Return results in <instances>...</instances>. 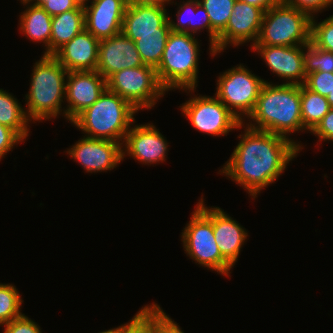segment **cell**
<instances>
[{
  "label": "cell",
  "mask_w": 333,
  "mask_h": 333,
  "mask_svg": "<svg viewBox=\"0 0 333 333\" xmlns=\"http://www.w3.org/2000/svg\"><path fill=\"white\" fill-rule=\"evenodd\" d=\"M246 127V128H245ZM231 157L219 170L255 199L283 174L304 147L292 138L245 126Z\"/></svg>",
  "instance_id": "cell-1"
},
{
  "label": "cell",
  "mask_w": 333,
  "mask_h": 333,
  "mask_svg": "<svg viewBox=\"0 0 333 333\" xmlns=\"http://www.w3.org/2000/svg\"><path fill=\"white\" fill-rule=\"evenodd\" d=\"M154 333H184L178 323L174 322L158 305L155 304V332Z\"/></svg>",
  "instance_id": "cell-36"
},
{
  "label": "cell",
  "mask_w": 333,
  "mask_h": 333,
  "mask_svg": "<svg viewBox=\"0 0 333 333\" xmlns=\"http://www.w3.org/2000/svg\"><path fill=\"white\" fill-rule=\"evenodd\" d=\"M3 326V333H42L40 326L24 313Z\"/></svg>",
  "instance_id": "cell-34"
},
{
  "label": "cell",
  "mask_w": 333,
  "mask_h": 333,
  "mask_svg": "<svg viewBox=\"0 0 333 333\" xmlns=\"http://www.w3.org/2000/svg\"><path fill=\"white\" fill-rule=\"evenodd\" d=\"M136 110L128 101L108 88L90 107L81 112L71 123L89 138L106 139L122 145ZM87 134V135H86Z\"/></svg>",
  "instance_id": "cell-4"
},
{
  "label": "cell",
  "mask_w": 333,
  "mask_h": 333,
  "mask_svg": "<svg viewBox=\"0 0 333 333\" xmlns=\"http://www.w3.org/2000/svg\"><path fill=\"white\" fill-rule=\"evenodd\" d=\"M107 88L128 101L136 110H150L167 92L156 68L148 65L126 68L107 80Z\"/></svg>",
  "instance_id": "cell-9"
},
{
  "label": "cell",
  "mask_w": 333,
  "mask_h": 333,
  "mask_svg": "<svg viewBox=\"0 0 333 333\" xmlns=\"http://www.w3.org/2000/svg\"><path fill=\"white\" fill-rule=\"evenodd\" d=\"M66 153L87 173L107 172L123 160L122 144L106 139L83 136Z\"/></svg>",
  "instance_id": "cell-12"
},
{
  "label": "cell",
  "mask_w": 333,
  "mask_h": 333,
  "mask_svg": "<svg viewBox=\"0 0 333 333\" xmlns=\"http://www.w3.org/2000/svg\"><path fill=\"white\" fill-rule=\"evenodd\" d=\"M34 5L42 7L48 14L55 16L63 12L76 9L78 4L74 0H28Z\"/></svg>",
  "instance_id": "cell-35"
},
{
  "label": "cell",
  "mask_w": 333,
  "mask_h": 333,
  "mask_svg": "<svg viewBox=\"0 0 333 333\" xmlns=\"http://www.w3.org/2000/svg\"><path fill=\"white\" fill-rule=\"evenodd\" d=\"M199 45L193 34L170 32L160 64L156 68L158 79L167 93L173 89L191 94L195 92L198 86Z\"/></svg>",
  "instance_id": "cell-5"
},
{
  "label": "cell",
  "mask_w": 333,
  "mask_h": 333,
  "mask_svg": "<svg viewBox=\"0 0 333 333\" xmlns=\"http://www.w3.org/2000/svg\"><path fill=\"white\" fill-rule=\"evenodd\" d=\"M239 1L261 8L264 12H266L271 7L281 4L284 0H239Z\"/></svg>",
  "instance_id": "cell-39"
},
{
  "label": "cell",
  "mask_w": 333,
  "mask_h": 333,
  "mask_svg": "<svg viewBox=\"0 0 333 333\" xmlns=\"http://www.w3.org/2000/svg\"><path fill=\"white\" fill-rule=\"evenodd\" d=\"M130 322L117 327V333H154L155 303L144 305Z\"/></svg>",
  "instance_id": "cell-29"
},
{
  "label": "cell",
  "mask_w": 333,
  "mask_h": 333,
  "mask_svg": "<svg viewBox=\"0 0 333 333\" xmlns=\"http://www.w3.org/2000/svg\"><path fill=\"white\" fill-rule=\"evenodd\" d=\"M166 5L129 1L123 18L125 35L170 34Z\"/></svg>",
  "instance_id": "cell-19"
},
{
  "label": "cell",
  "mask_w": 333,
  "mask_h": 333,
  "mask_svg": "<svg viewBox=\"0 0 333 333\" xmlns=\"http://www.w3.org/2000/svg\"><path fill=\"white\" fill-rule=\"evenodd\" d=\"M130 0H92L84 7L85 29L99 41L122 32Z\"/></svg>",
  "instance_id": "cell-18"
},
{
  "label": "cell",
  "mask_w": 333,
  "mask_h": 333,
  "mask_svg": "<svg viewBox=\"0 0 333 333\" xmlns=\"http://www.w3.org/2000/svg\"><path fill=\"white\" fill-rule=\"evenodd\" d=\"M264 11L245 2L236 0L226 28L218 35L215 53H221L227 47L240 46L252 41L253 46L258 39Z\"/></svg>",
  "instance_id": "cell-11"
},
{
  "label": "cell",
  "mask_w": 333,
  "mask_h": 333,
  "mask_svg": "<svg viewBox=\"0 0 333 333\" xmlns=\"http://www.w3.org/2000/svg\"><path fill=\"white\" fill-rule=\"evenodd\" d=\"M315 17L311 18L310 41L318 48L333 52V15L315 22Z\"/></svg>",
  "instance_id": "cell-31"
},
{
  "label": "cell",
  "mask_w": 333,
  "mask_h": 333,
  "mask_svg": "<svg viewBox=\"0 0 333 333\" xmlns=\"http://www.w3.org/2000/svg\"><path fill=\"white\" fill-rule=\"evenodd\" d=\"M288 5L306 13L310 18L331 7L333 0H284ZM326 8V9H325Z\"/></svg>",
  "instance_id": "cell-33"
},
{
  "label": "cell",
  "mask_w": 333,
  "mask_h": 333,
  "mask_svg": "<svg viewBox=\"0 0 333 333\" xmlns=\"http://www.w3.org/2000/svg\"><path fill=\"white\" fill-rule=\"evenodd\" d=\"M78 6H82V7H85L88 5V3L92 2V0H74ZM88 2V3H87Z\"/></svg>",
  "instance_id": "cell-41"
},
{
  "label": "cell",
  "mask_w": 333,
  "mask_h": 333,
  "mask_svg": "<svg viewBox=\"0 0 333 333\" xmlns=\"http://www.w3.org/2000/svg\"><path fill=\"white\" fill-rule=\"evenodd\" d=\"M328 103L330 104L331 108H333V87L332 91L326 96Z\"/></svg>",
  "instance_id": "cell-42"
},
{
  "label": "cell",
  "mask_w": 333,
  "mask_h": 333,
  "mask_svg": "<svg viewBox=\"0 0 333 333\" xmlns=\"http://www.w3.org/2000/svg\"><path fill=\"white\" fill-rule=\"evenodd\" d=\"M24 139L13 129L0 124V161L8 152Z\"/></svg>",
  "instance_id": "cell-37"
},
{
  "label": "cell",
  "mask_w": 333,
  "mask_h": 333,
  "mask_svg": "<svg viewBox=\"0 0 333 333\" xmlns=\"http://www.w3.org/2000/svg\"><path fill=\"white\" fill-rule=\"evenodd\" d=\"M137 3H148V4H159V5H165V4H171L174 3V0H130Z\"/></svg>",
  "instance_id": "cell-40"
},
{
  "label": "cell",
  "mask_w": 333,
  "mask_h": 333,
  "mask_svg": "<svg viewBox=\"0 0 333 333\" xmlns=\"http://www.w3.org/2000/svg\"><path fill=\"white\" fill-rule=\"evenodd\" d=\"M216 96L242 123L254 111L260 90L266 80L243 64L232 67L217 77ZM245 116V118H244Z\"/></svg>",
  "instance_id": "cell-8"
},
{
  "label": "cell",
  "mask_w": 333,
  "mask_h": 333,
  "mask_svg": "<svg viewBox=\"0 0 333 333\" xmlns=\"http://www.w3.org/2000/svg\"><path fill=\"white\" fill-rule=\"evenodd\" d=\"M188 11L189 13H191L189 14L191 15L190 17H188V14L187 16H185V13H188ZM176 12V20L178 21L176 23L173 19H171L172 17H170V14H168L171 31L195 35V33L198 34L199 32H201V29H207V32L209 33L208 36L210 42V54L211 56H216L217 54L215 53L213 47L217 44L219 34L211 27L209 16L202 4L199 2V0H183L182 3H178V8ZM200 14L203 15V17H199L200 20H196V18H198Z\"/></svg>",
  "instance_id": "cell-21"
},
{
  "label": "cell",
  "mask_w": 333,
  "mask_h": 333,
  "mask_svg": "<svg viewBox=\"0 0 333 333\" xmlns=\"http://www.w3.org/2000/svg\"><path fill=\"white\" fill-rule=\"evenodd\" d=\"M33 68L29 92L25 95L27 117L39 123L61 114L65 117L62 102H65L68 71L52 55L44 54Z\"/></svg>",
  "instance_id": "cell-3"
},
{
  "label": "cell",
  "mask_w": 333,
  "mask_h": 333,
  "mask_svg": "<svg viewBox=\"0 0 333 333\" xmlns=\"http://www.w3.org/2000/svg\"><path fill=\"white\" fill-rule=\"evenodd\" d=\"M83 29H85V24L84 7L82 6L52 16L50 55H53Z\"/></svg>",
  "instance_id": "cell-23"
},
{
  "label": "cell",
  "mask_w": 333,
  "mask_h": 333,
  "mask_svg": "<svg viewBox=\"0 0 333 333\" xmlns=\"http://www.w3.org/2000/svg\"><path fill=\"white\" fill-rule=\"evenodd\" d=\"M331 109L325 96L301 85V119L303 128L312 131Z\"/></svg>",
  "instance_id": "cell-25"
},
{
  "label": "cell",
  "mask_w": 333,
  "mask_h": 333,
  "mask_svg": "<svg viewBox=\"0 0 333 333\" xmlns=\"http://www.w3.org/2000/svg\"><path fill=\"white\" fill-rule=\"evenodd\" d=\"M107 80L97 71H70L66 78L65 119L70 123L99 99Z\"/></svg>",
  "instance_id": "cell-13"
},
{
  "label": "cell",
  "mask_w": 333,
  "mask_h": 333,
  "mask_svg": "<svg viewBox=\"0 0 333 333\" xmlns=\"http://www.w3.org/2000/svg\"><path fill=\"white\" fill-rule=\"evenodd\" d=\"M306 47L307 45H253L250 48L263 58L272 73L284 79V84L303 85L306 80L304 71V49Z\"/></svg>",
  "instance_id": "cell-16"
},
{
  "label": "cell",
  "mask_w": 333,
  "mask_h": 333,
  "mask_svg": "<svg viewBox=\"0 0 333 333\" xmlns=\"http://www.w3.org/2000/svg\"><path fill=\"white\" fill-rule=\"evenodd\" d=\"M31 121L17 98L0 89V124L15 130L24 140L29 136Z\"/></svg>",
  "instance_id": "cell-24"
},
{
  "label": "cell",
  "mask_w": 333,
  "mask_h": 333,
  "mask_svg": "<svg viewBox=\"0 0 333 333\" xmlns=\"http://www.w3.org/2000/svg\"><path fill=\"white\" fill-rule=\"evenodd\" d=\"M98 333H117V327L111 328V329L106 330V331L98 332Z\"/></svg>",
  "instance_id": "cell-43"
},
{
  "label": "cell",
  "mask_w": 333,
  "mask_h": 333,
  "mask_svg": "<svg viewBox=\"0 0 333 333\" xmlns=\"http://www.w3.org/2000/svg\"><path fill=\"white\" fill-rule=\"evenodd\" d=\"M310 133L317 136L318 142L333 141V108L328 111Z\"/></svg>",
  "instance_id": "cell-38"
},
{
  "label": "cell",
  "mask_w": 333,
  "mask_h": 333,
  "mask_svg": "<svg viewBox=\"0 0 333 333\" xmlns=\"http://www.w3.org/2000/svg\"><path fill=\"white\" fill-rule=\"evenodd\" d=\"M99 40L83 29L52 56L70 71H96Z\"/></svg>",
  "instance_id": "cell-20"
},
{
  "label": "cell",
  "mask_w": 333,
  "mask_h": 333,
  "mask_svg": "<svg viewBox=\"0 0 333 333\" xmlns=\"http://www.w3.org/2000/svg\"><path fill=\"white\" fill-rule=\"evenodd\" d=\"M236 0H199L206 10L211 27L220 34L227 25Z\"/></svg>",
  "instance_id": "cell-28"
},
{
  "label": "cell",
  "mask_w": 333,
  "mask_h": 333,
  "mask_svg": "<svg viewBox=\"0 0 333 333\" xmlns=\"http://www.w3.org/2000/svg\"><path fill=\"white\" fill-rule=\"evenodd\" d=\"M203 197L202 194L196 206L212 221L215 242L220 253L234 267L248 232L220 207H207Z\"/></svg>",
  "instance_id": "cell-15"
},
{
  "label": "cell",
  "mask_w": 333,
  "mask_h": 333,
  "mask_svg": "<svg viewBox=\"0 0 333 333\" xmlns=\"http://www.w3.org/2000/svg\"><path fill=\"white\" fill-rule=\"evenodd\" d=\"M304 85L311 91L327 96L333 87V73L314 71L306 75Z\"/></svg>",
  "instance_id": "cell-32"
},
{
  "label": "cell",
  "mask_w": 333,
  "mask_h": 333,
  "mask_svg": "<svg viewBox=\"0 0 333 333\" xmlns=\"http://www.w3.org/2000/svg\"><path fill=\"white\" fill-rule=\"evenodd\" d=\"M26 5V9L21 12L19 18L20 32L30 41L43 43L44 55H50V38L52 16L48 14L42 7L34 5L28 0L21 1ZM30 4V5H29Z\"/></svg>",
  "instance_id": "cell-22"
},
{
  "label": "cell",
  "mask_w": 333,
  "mask_h": 333,
  "mask_svg": "<svg viewBox=\"0 0 333 333\" xmlns=\"http://www.w3.org/2000/svg\"><path fill=\"white\" fill-rule=\"evenodd\" d=\"M247 119H250L246 123L250 128L286 138L291 133L303 132L301 85L266 81L260 90L254 111Z\"/></svg>",
  "instance_id": "cell-2"
},
{
  "label": "cell",
  "mask_w": 333,
  "mask_h": 333,
  "mask_svg": "<svg viewBox=\"0 0 333 333\" xmlns=\"http://www.w3.org/2000/svg\"><path fill=\"white\" fill-rule=\"evenodd\" d=\"M170 34L126 35L135 42L144 65L157 68Z\"/></svg>",
  "instance_id": "cell-26"
},
{
  "label": "cell",
  "mask_w": 333,
  "mask_h": 333,
  "mask_svg": "<svg viewBox=\"0 0 333 333\" xmlns=\"http://www.w3.org/2000/svg\"><path fill=\"white\" fill-rule=\"evenodd\" d=\"M304 71L306 75L314 71L333 73V52L320 49L310 41L304 49Z\"/></svg>",
  "instance_id": "cell-30"
},
{
  "label": "cell",
  "mask_w": 333,
  "mask_h": 333,
  "mask_svg": "<svg viewBox=\"0 0 333 333\" xmlns=\"http://www.w3.org/2000/svg\"><path fill=\"white\" fill-rule=\"evenodd\" d=\"M181 241L187 256L207 270L229 277L233 266L221 255L213 233L212 221L196 206L183 228Z\"/></svg>",
  "instance_id": "cell-7"
},
{
  "label": "cell",
  "mask_w": 333,
  "mask_h": 333,
  "mask_svg": "<svg viewBox=\"0 0 333 333\" xmlns=\"http://www.w3.org/2000/svg\"><path fill=\"white\" fill-rule=\"evenodd\" d=\"M194 97V98H193ZM179 106L192 127L211 136H227L242 123L216 96L194 95Z\"/></svg>",
  "instance_id": "cell-10"
},
{
  "label": "cell",
  "mask_w": 333,
  "mask_h": 333,
  "mask_svg": "<svg viewBox=\"0 0 333 333\" xmlns=\"http://www.w3.org/2000/svg\"><path fill=\"white\" fill-rule=\"evenodd\" d=\"M23 302L16 286L0 283V327L23 314Z\"/></svg>",
  "instance_id": "cell-27"
},
{
  "label": "cell",
  "mask_w": 333,
  "mask_h": 333,
  "mask_svg": "<svg viewBox=\"0 0 333 333\" xmlns=\"http://www.w3.org/2000/svg\"><path fill=\"white\" fill-rule=\"evenodd\" d=\"M311 18L285 1L264 12L254 45L296 46L310 43Z\"/></svg>",
  "instance_id": "cell-6"
},
{
  "label": "cell",
  "mask_w": 333,
  "mask_h": 333,
  "mask_svg": "<svg viewBox=\"0 0 333 333\" xmlns=\"http://www.w3.org/2000/svg\"><path fill=\"white\" fill-rule=\"evenodd\" d=\"M143 65L135 42L123 32L99 41L96 71L106 80L122 69Z\"/></svg>",
  "instance_id": "cell-17"
},
{
  "label": "cell",
  "mask_w": 333,
  "mask_h": 333,
  "mask_svg": "<svg viewBox=\"0 0 333 333\" xmlns=\"http://www.w3.org/2000/svg\"><path fill=\"white\" fill-rule=\"evenodd\" d=\"M168 142L153 123L132 124L122 145L123 160L126 156L144 165L165 162Z\"/></svg>",
  "instance_id": "cell-14"
}]
</instances>
